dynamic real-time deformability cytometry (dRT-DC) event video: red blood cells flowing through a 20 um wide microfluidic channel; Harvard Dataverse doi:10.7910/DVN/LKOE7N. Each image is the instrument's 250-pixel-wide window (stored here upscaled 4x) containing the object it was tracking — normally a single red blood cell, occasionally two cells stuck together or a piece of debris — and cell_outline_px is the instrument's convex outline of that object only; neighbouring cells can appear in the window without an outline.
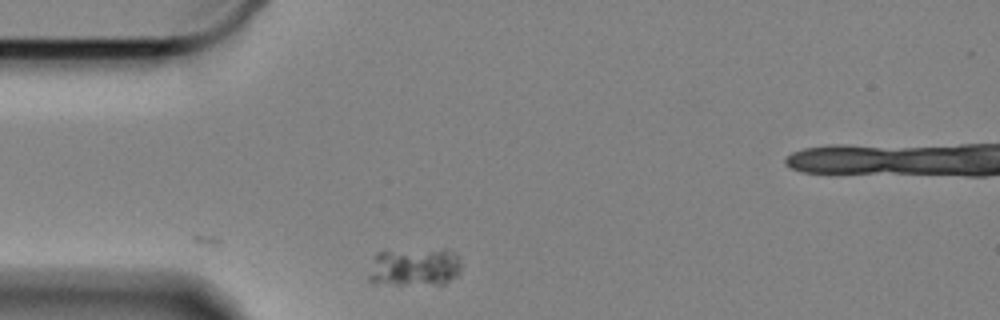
{"species": "Egyptian fruit bat (a non-hibernating species)", "species_latin": "Rousettus aegyptiacus", "temperature_condition": "cold", "stored_images_in_passage": 7, "camera_frame_rate_fps": 3000, "um_per_image_px": 0.085, "animal": {"sex": "female"}, "frame": {"image": 1, "passage_image": 1, "time_ms": 0.0, "image_size_px": [1000, 320], "cell_outline_px": [[460, 272], [456, 276], [444, 284], [372, 284], [368, 280], [368, 276], [376, 252], [444, 248], [448, 248], [460, 256]], "centroid_in_image_um": [35.26, 22.69], "position_along_channel_um": 49.7, "area_um2": 20.98}}
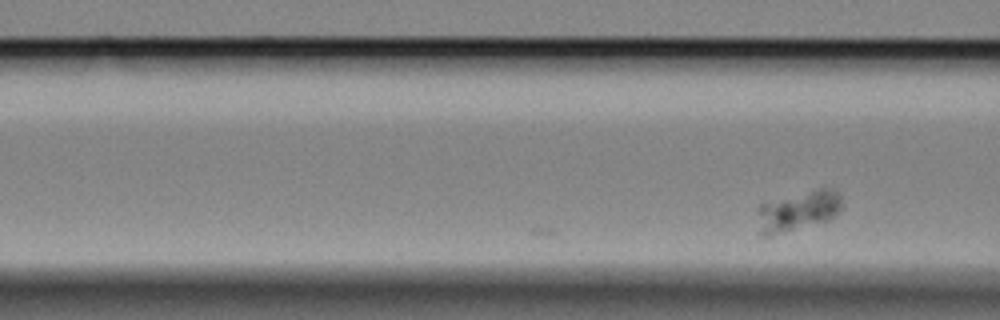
{"frame": {"image": 2, "passage_image": 7, "time_ms": 2.0, "image_size_px": [1000, 320], "cell_outline_px": [[844, 204], [828, 220], [768, 236], [760, 236], [756, 208], [760, 204], [824, 184], [836, 188]], "centroid_in_image_um": [67.86, 17.85], "position_along_channel_um": 98.7, "area_um2": 20.29}}